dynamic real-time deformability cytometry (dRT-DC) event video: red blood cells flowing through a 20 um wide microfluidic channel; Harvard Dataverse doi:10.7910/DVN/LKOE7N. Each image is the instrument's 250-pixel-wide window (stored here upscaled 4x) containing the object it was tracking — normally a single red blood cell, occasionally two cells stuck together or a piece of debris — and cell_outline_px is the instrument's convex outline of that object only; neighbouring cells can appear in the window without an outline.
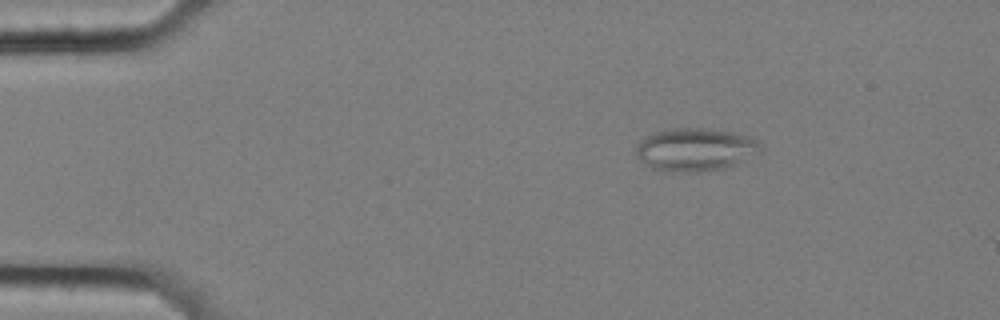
{"species": "common noctule bat (a hibernating species)", "species_latin": "Nyctalus noctula", "temperature_condition": "cold", "stored_images_in_passage": 14, "camera_frame_rate_fps": 3000, "um_per_image_px": 0.085, "animal": {"sex": "female", "body_mass_g": 25.1}, "frame": {"image": 1, "passage_image": 10, "time_ms": 3.0, "image_size_px": [1000, 320], "cell_outline_px": [[756, 144], [736, 164], [724, 168], [700, 172], [672, 172], [652, 168], [640, 160], [636, 156], [636, 144], [644, 136], [656, 132], [672, 128], [712, 128], [752, 136], [756, 140]], "centroid_in_image_um": [58.92, 12.69], "position_along_channel_um": 26.1, "area_um2": 30.4}}